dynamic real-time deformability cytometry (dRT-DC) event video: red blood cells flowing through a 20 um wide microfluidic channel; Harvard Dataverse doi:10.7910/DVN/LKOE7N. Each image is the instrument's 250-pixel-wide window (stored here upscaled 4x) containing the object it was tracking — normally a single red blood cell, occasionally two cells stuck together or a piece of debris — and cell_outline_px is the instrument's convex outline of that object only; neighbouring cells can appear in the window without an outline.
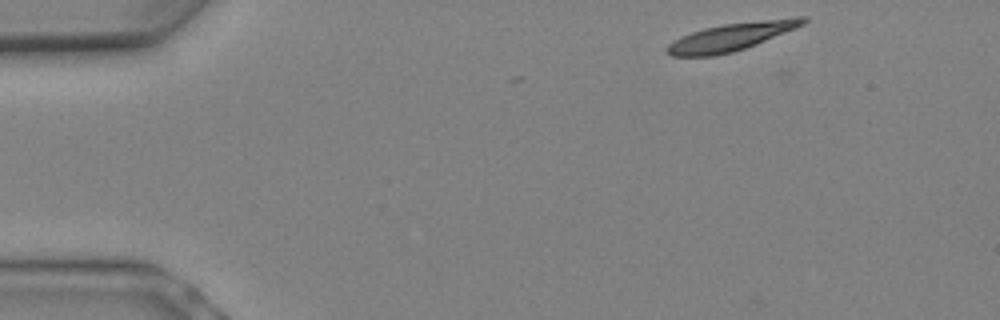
{"species": "Egyptian fruit bat (a non-hibernating species)", "species_latin": "Rousettus aegyptiacus", "temperature_condition": "warm", "stored_images_in_passage": 6, "camera_frame_rate_fps": 3000, "um_per_image_px": 0.085, "animal": {"sex": "female"}, "frame": {"image": 1, "passage_image": 1, "time_ms": 0.0, "image_size_px": [1000, 320], "cell_outline_px": [[808, 20], [804, 24], [744, 48], [732, 52], [712, 56], [672, 56], [664, 52], [664, 48], [668, 44], [680, 36], [704, 28], [724, 24], [796, 16], [808, 16]], "centroid_in_image_um": [62.1, 3.12], "position_along_channel_um": 22.9, "area_um2": 21.79}}
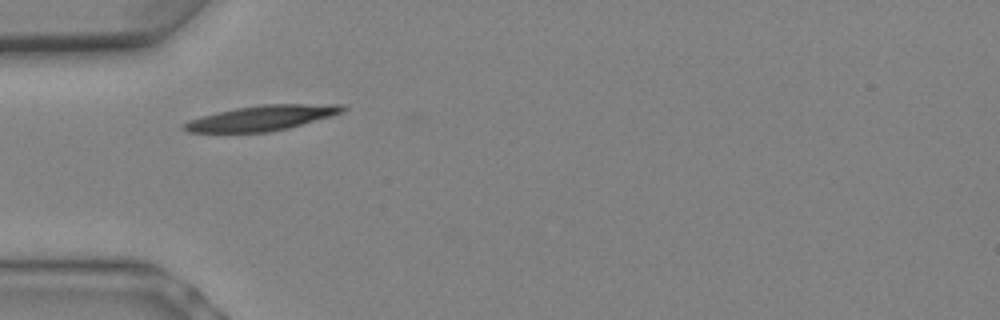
{"frame": {"image": 2, "passage_image": 5, "time_ms": 1.333, "image_size_px": [1000, 320], "cell_outline_px": [[348, 108], [344, 112], [332, 116], [288, 128], [268, 132], [188, 132], [180, 128], [180, 124], [188, 120], [236, 108], [264, 104], [344, 104]], "centroid_in_image_um": [22.29, 10.03], "position_along_channel_um": 62.7, "area_um2": 23.24}}